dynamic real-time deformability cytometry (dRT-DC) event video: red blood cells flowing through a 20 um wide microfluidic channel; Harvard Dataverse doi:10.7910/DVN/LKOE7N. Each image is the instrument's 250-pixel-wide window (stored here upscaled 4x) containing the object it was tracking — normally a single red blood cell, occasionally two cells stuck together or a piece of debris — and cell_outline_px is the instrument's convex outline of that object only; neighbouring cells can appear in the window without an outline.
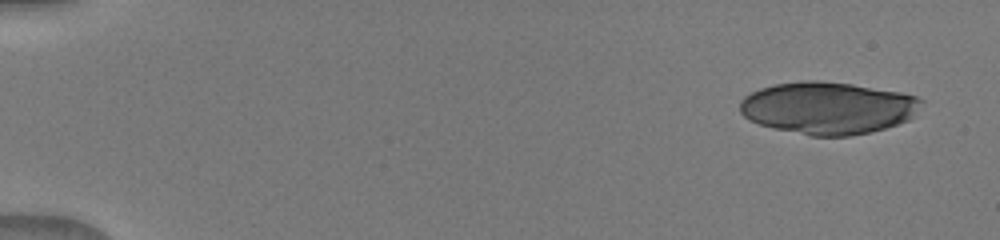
{"species": "human", "species_latin": "Homo sapiens", "temperature_condition": "warm", "stored_images_in_passage": 20, "camera_frame_rate_fps": 3000, "um_per_image_px": 0.085, "donor": {"sex": "male"}, "frame": {"image": 1, "passage_image": 1, "time_ms": 0.0, "image_size_px": [1000, 240], "cell_outline_px": [[924, 100], [912, 116], [908, 120], [872, 132], [852, 136], [812, 136], [772, 128], [748, 120], [740, 112], [740, 100], [744, 96], [760, 88], [776, 84], [800, 80], [816, 80], [852, 84], [900, 92], [916, 96]], "centroid_in_image_um": [70.35, 9.17], "position_along_channel_um": 14.7, "area_um2": 55.31}}
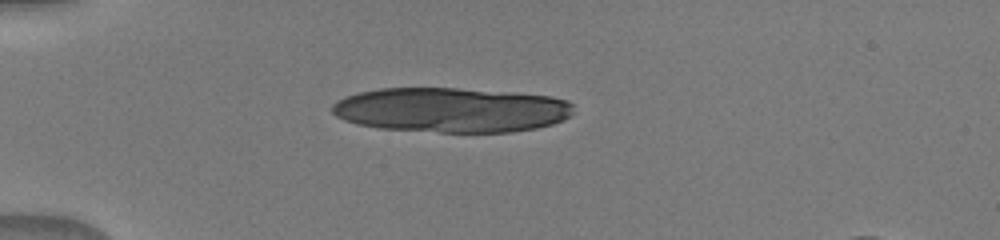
{"frame": {"image": 2, "passage_image": 12, "time_ms": 3.667, "image_size_px": [1000, 240], "cell_outline_px": [[572, 116], [564, 120], [552, 124], [536, 128], [512, 132], [440, 132], [380, 128], [356, 124], [344, 120], [336, 116], [332, 112], [332, 104], [336, 100], [360, 92], [380, 88], [456, 88], [512, 92], [552, 96], [568, 100], [572, 104]], "centroid_in_image_um": [38.38, 9.34], "position_along_channel_um": 46.6, "area_um2": 63.29}}